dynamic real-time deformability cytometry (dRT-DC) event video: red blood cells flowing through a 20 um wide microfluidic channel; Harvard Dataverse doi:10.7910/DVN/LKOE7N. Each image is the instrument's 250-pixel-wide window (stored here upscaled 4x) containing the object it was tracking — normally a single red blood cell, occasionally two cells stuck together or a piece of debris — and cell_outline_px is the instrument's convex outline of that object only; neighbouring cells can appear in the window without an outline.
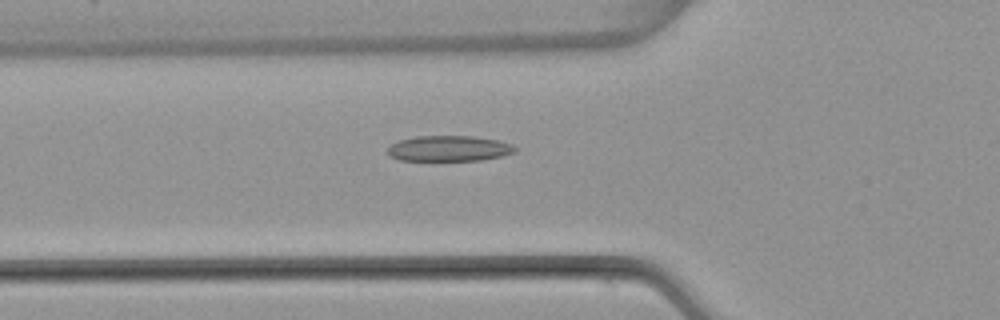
{"species": "common noctule bat (a hibernating species)", "species_latin": "Nyctalus noctula", "temperature_condition": "warm", "stored_images_in_passage": 51, "camera_frame_rate_fps": 3000, "um_per_image_px": 0.085, "animal": {"sex": "female", "body_mass_g": 22.7, "forearm_length_mm": 54.2}, "frame": {"image": 1, "passage_image": 18, "time_ms": 5.667, "image_size_px": [1000, 320], "cell_outline_px": [[516, 152], [500, 156], [480, 160], [400, 160], [388, 156], [388, 148], [392, 144], [400, 140], [416, 136], [472, 136], [496, 140], [512, 144], [516, 148]], "centroid_in_image_um": [38.15, 12.62], "position_along_channel_um": 87.6, "area_um2": 18.84}}
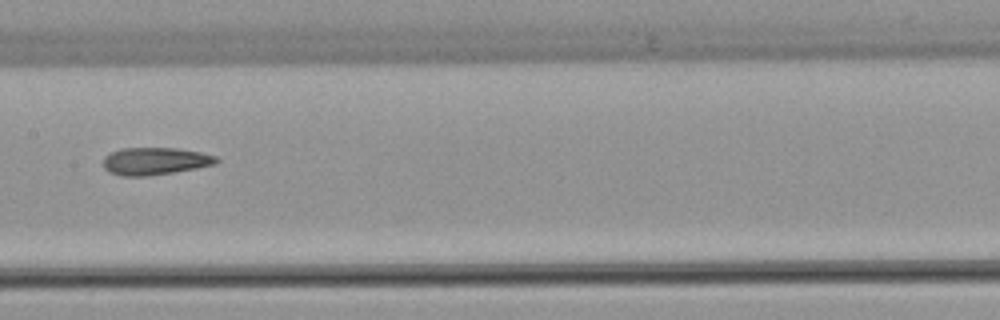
{"frame": {"image": 2, "passage_image": 26, "time_ms": 8.333, "image_size_px": [1000, 320], "cell_outline_px": [[220, 160], [216, 164], [196, 168], [148, 176], [120, 176], [108, 172], [104, 168], [104, 156], [120, 148], [176, 148], [200, 152], [216, 156]], "centroid_in_image_um": [13.17, 13.7], "position_along_channel_um": 194.2, "area_um2": 18.09}}
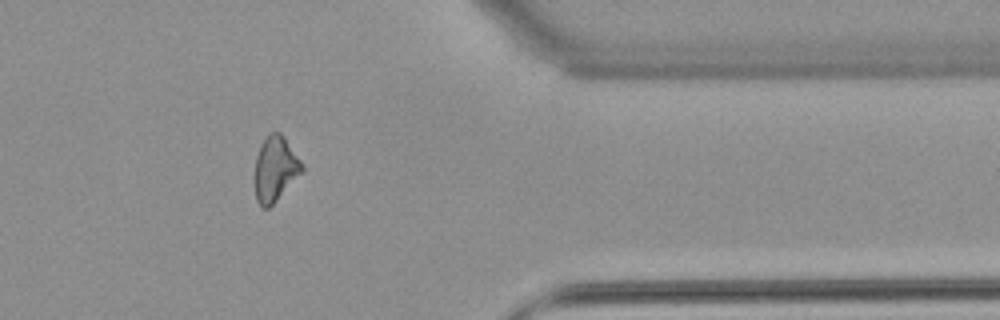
{"frame": {"image": 3, "passage_image": 42, "time_ms": 13.667, "image_size_px": [1000, 320], "cell_outline_px": [[304, 172], [268, 208], [264, 208], [256, 200], [256, 156], [260, 144], [272, 132], [280, 132], [304, 164]], "centroid_in_image_um": [23.43, 14.35], "position_along_channel_um": 388.0, "area_um2": 17.63}, "authors_computed_cell_mechanics": {"area_um2": 18.6116, "velocity_mm_per_s": 3.9726, "shape_relaxation_time_tau1_ms": null, "shape_relaxation_time_tau2_ms": 4.6767, "deformation_change_tau1": null, "deformation_change_tau2": 0.138}}